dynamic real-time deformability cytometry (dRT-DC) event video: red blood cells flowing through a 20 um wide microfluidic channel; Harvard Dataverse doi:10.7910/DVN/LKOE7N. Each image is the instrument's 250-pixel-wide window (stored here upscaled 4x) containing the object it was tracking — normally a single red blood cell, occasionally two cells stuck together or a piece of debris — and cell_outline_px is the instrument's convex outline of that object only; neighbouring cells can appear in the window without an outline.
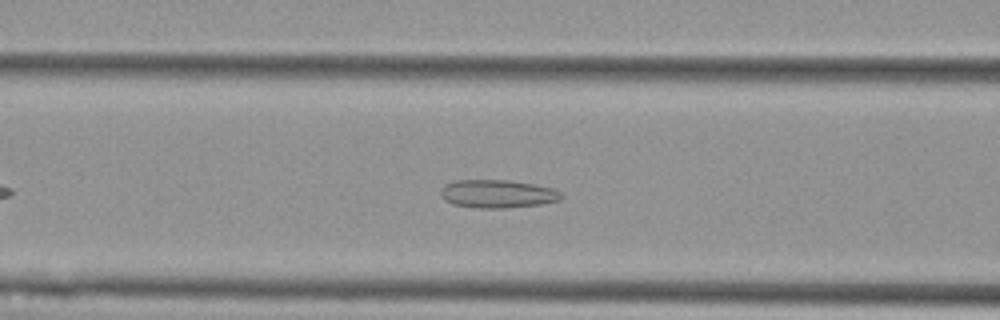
{"species": "Egyptian fruit bat (a non-hibernating species)", "species_latin": "Rousettus aegyptiacus", "temperature_condition": "cold", "stored_images_in_passage": 45, "camera_frame_rate_fps": 3000, "um_per_image_px": 0.085, "animal": {"sex": "female"}, "frame": {"image": 1, "passage_image": 13, "time_ms": 4.0, "image_size_px": [1000, 320], "cell_outline_px": [[564, 196], [560, 200], [540, 204], [504, 208], [480, 208], [452, 204], [444, 200], [440, 192], [444, 184], [456, 180], [508, 180], [532, 184], [552, 188], [560, 192]], "centroid_in_image_um": [42.27, 16.47], "position_along_channel_um": 124.3, "area_um2": 19.71}}
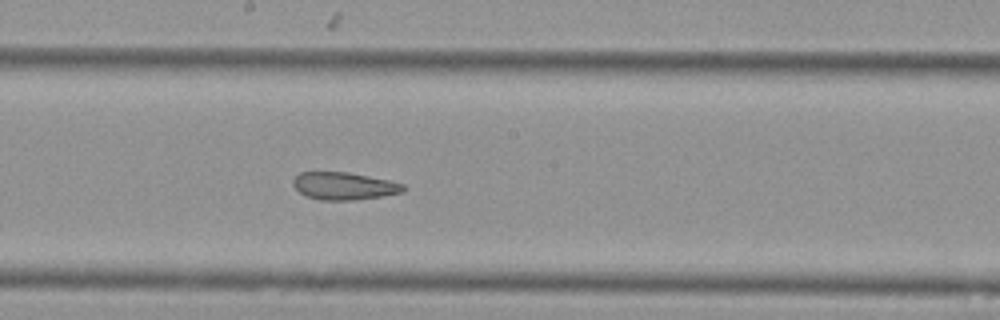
{"frame": {"image": 2, "passage_image": 21, "time_ms": 6.667, "image_size_px": [1000, 320], "cell_outline_px": [[404, 192], [380, 196], [352, 200], [320, 200], [308, 196], [300, 192], [292, 184], [292, 180], [300, 172], [348, 172], [388, 180], [404, 184]], "centroid_in_image_um": [29.22, 15.8], "position_along_channel_um": 219.0, "area_um2": 17.46}}
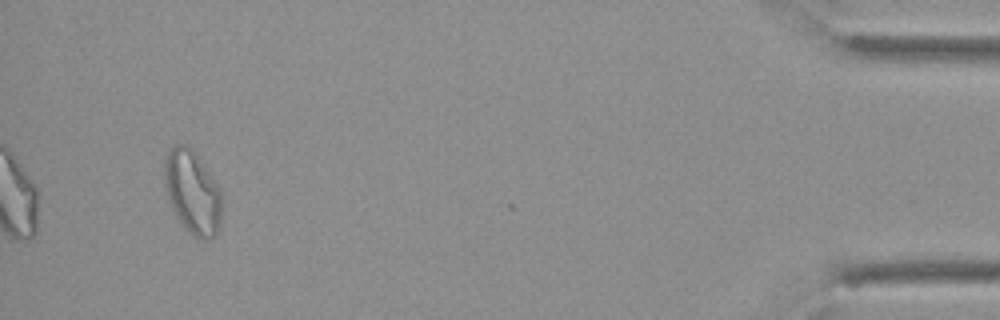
{"frame": {"image": 3, "passage_image": 44, "time_ms": 14.333, "image_size_px": [1000, 320], "cell_outline_px": [[220, 224], [216, 232], [208, 240], [200, 240], [192, 236], [180, 224], [176, 216], [168, 196], [164, 184], [164, 160], [168, 152], [176, 144], [188, 144], [192, 148], [220, 188]], "centroid_in_image_um": [16.34, 16.34], "position_along_channel_um": 418.9, "area_um2": 27.8}, "authors_computed_cell_mechanics": {"area_um2": 19.7098, "velocity_mm_per_s": 3.5705, "shape_relaxation_time_tau1_ms": null, "shape_relaxation_time_tau2_ms": 2.4843, "deformation_change_tau1": null, "deformation_change_tau2": 0.0937}}